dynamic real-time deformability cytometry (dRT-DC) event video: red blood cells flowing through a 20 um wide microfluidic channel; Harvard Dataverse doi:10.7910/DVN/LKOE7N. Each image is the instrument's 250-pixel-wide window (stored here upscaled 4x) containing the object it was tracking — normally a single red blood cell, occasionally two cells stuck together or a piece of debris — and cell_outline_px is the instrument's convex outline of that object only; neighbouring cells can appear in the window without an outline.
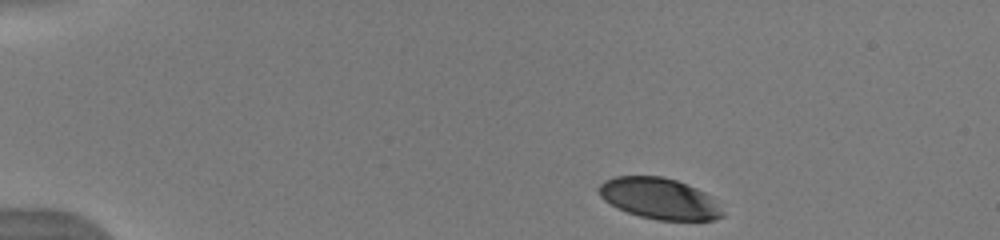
{"species": "human", "species_latin": "Homo sapiens", "temperature_condition": "warm", "stored_images_in_passage": 44, "camera_frame_rate_fps": 3000, "um_per_image_px": 0.085, "donor": {"sex": "male"}, "frame": {"image": 1, "passage_image": 1, "time_ms": 0.0, "image_size_px": [1000, 240], "cell_outline_px": [[724, 216], [712, 220], [656, 220], [640, 216], [616, 208], [604, 200], [600, 196], [596, 188], [604, 180], [616, 176], [664, 176], [688, 184], [712, 196], [724, 212]], "centroid_in_image_um": [56.03, 16.87], "position_along_channel_um": 29.0, "area_um2": 29.88}}
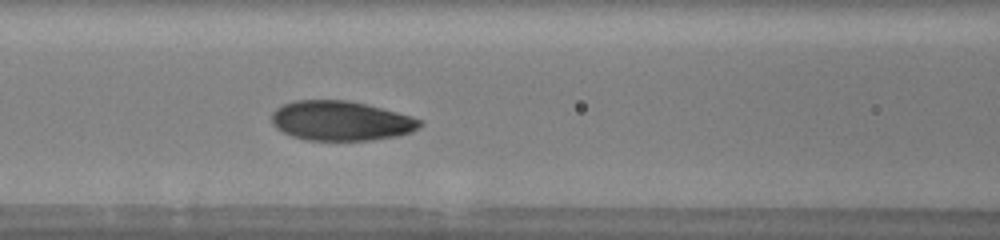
{"frame": {"image": 2, "passage_image": 16, "time_ms": 5.0, "image_size_px": [1000, 240], "cell_outline_px": [[424, 124], [420, 128], [412, 132], [396, 136], [372, 140], [308, 140], [292, 136], [276, 128], [272, 124], [272, 112], [276, 108], [284, 104], [296, 100], [348, 100], [412, 116], [420, 120]], "centroid_in_image_um": [28.98, 10.27], "position_along_channel_um": 137.6, "area_um2": 34.16}}
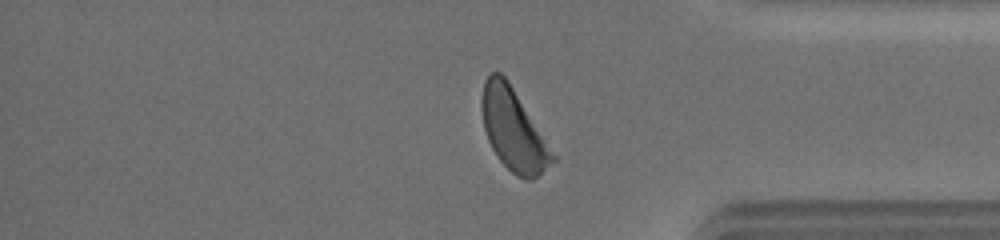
{"frame": {"image": 3, "passage_image": 36, "time_ms": 11.667, "image_size_px": [1000, 240], "cell_outline_px": [[556, 160], [532, 180], [524, 180], [516, 176], [500, 160], [492, 148], [488, 140], [484, 128], [480, 108], [480, 100], [484, 80], [492, 72], [500, 72], [508, 80], [556, 156]], "centroid_in_image_um": [43.61, 11.02], "position_along_channel_um": 391.6, "area_um2": 33.47}, "authors_computed_cell_mechanics": {"area_um2": 33.7263, "velocity_mm_per_s": 3.9599, "shape_relaxation_time_tau1_ms": 2.5597, "shape_relaxation_time_tau2_ms": null, "deformation_change_tau1": 0.1469, "deformation_change_tau2": null}}